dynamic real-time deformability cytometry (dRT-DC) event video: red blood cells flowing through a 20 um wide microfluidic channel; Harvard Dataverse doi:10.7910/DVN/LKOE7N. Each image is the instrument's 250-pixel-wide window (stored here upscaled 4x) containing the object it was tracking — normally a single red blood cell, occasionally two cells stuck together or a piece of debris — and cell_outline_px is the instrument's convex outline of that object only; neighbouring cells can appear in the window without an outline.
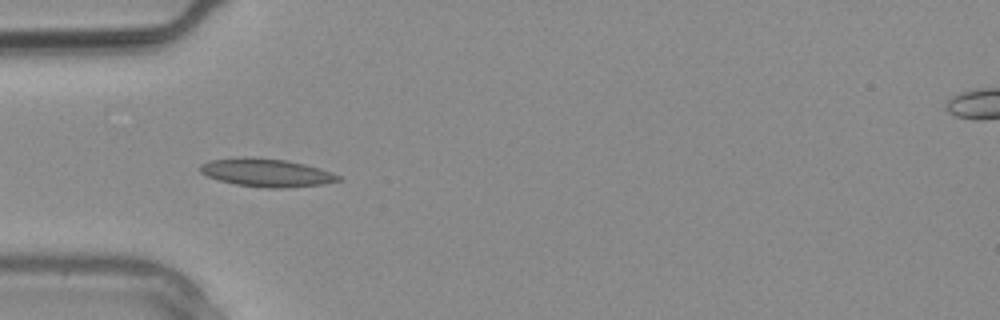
{"species": "common noctule bat (a hibernating species)", "species_latin": "Nyctalus noctula", "temperature_condition": "warm", "stored_images_in_passage": 1, "camera_frame_rate_fps": 3000, "um_per_image_px": 0.085, "animal": {"sex": "male", "body_mass_g": 20.4}, "frame": {"image": 1, "passage_image": 1, "time_ms": 0.0, "image_size_px": [1000, 320], "cell_outline_px": [[344, 180], [324, 184], [284, 188], [268, 188], [236, 184], [220, 180], [208, 176], [200, 172], [200, 164], [208, 160], [240, 156], [256, 156], [288, 160], [320, 168], [332, 172], [340, 176]], "centroid_in_image_um": [22.66, 14.65], "position_along_channel_um": 62.3, "area_um2": 23.0}}